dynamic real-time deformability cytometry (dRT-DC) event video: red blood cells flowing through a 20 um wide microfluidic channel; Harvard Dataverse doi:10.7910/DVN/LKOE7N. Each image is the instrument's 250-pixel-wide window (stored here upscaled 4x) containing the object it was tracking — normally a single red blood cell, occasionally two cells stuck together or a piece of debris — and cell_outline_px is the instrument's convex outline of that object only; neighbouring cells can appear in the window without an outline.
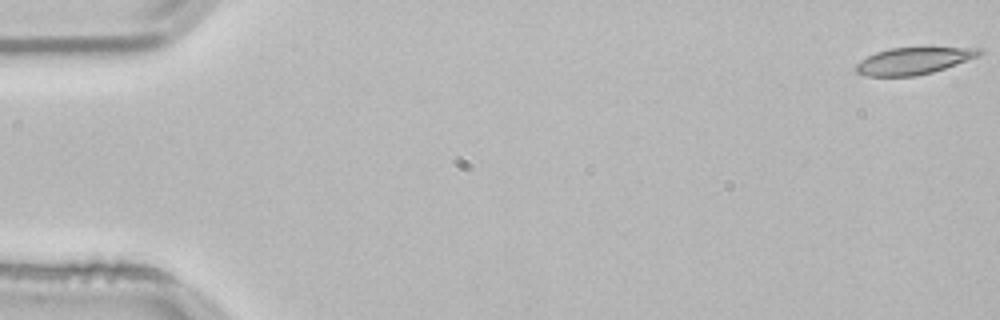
{"species": "common noctule bat (a hibernating species)", "species_latin": "Nyctalus noctula", "temperature_condition": "room temperature", "stored_images_in_passage": 13, "camera_frame_rate_fps": 3000, "um_per_image_px": 0.085, "animal": {"sex": "male", "body_mass_g": 21.5, "forearm_length_mm": 52.0}, "frame": {"image": 1, "passage_image": 1, "time_ms": 0.0, "image_size_px": [1000, 320], "cell_outline_px": [[984, 52], [980, 56], [932, 72], [916, 76], [864, 76], [856, 72], [856, 64], [860, 60], [876, 52], [888, 48], [980, 48]], "centroid_in_image_um": [77.63, 5.18], "position_along_channel_um": 7.4, "area_um2": 19.19}}